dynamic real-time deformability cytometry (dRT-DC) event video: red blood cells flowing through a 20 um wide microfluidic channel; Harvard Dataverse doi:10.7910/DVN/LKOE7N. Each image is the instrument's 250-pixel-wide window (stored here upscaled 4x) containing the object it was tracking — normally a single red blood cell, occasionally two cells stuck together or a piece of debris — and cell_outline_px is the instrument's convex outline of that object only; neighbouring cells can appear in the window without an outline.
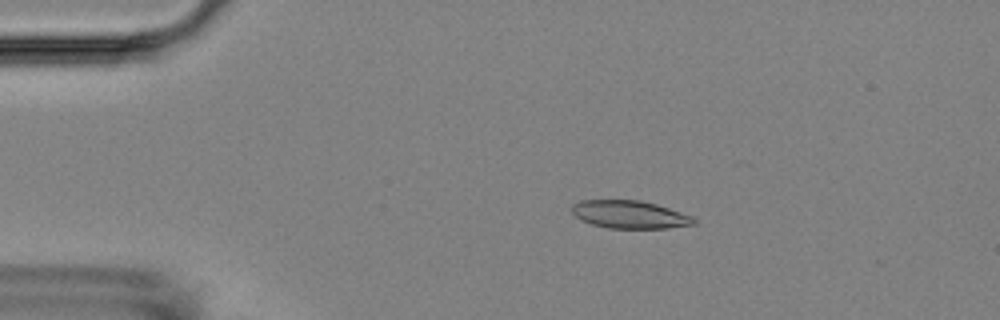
{"species": "Egyptian fruit bat (a non-hibernating species)", "species_latin": "Rousettus aegyptiacus", "temperature_condition": "room temperature", "stored_images_in_passage": 8, "camera_frame_rate_fps": 3000, "um_per_image_px": 0.085, "animal": {"sex": "female"}, "frame": {"image": 1, "passage_image": 3, "time_ms": 2.333, "image_size_px": [1000, 320], "cell_outline_px": [[696, 224], [668, 228], [608, 228], [592, 224], [580, 220], [572, 212], [572, 204], [580, 200], [640, 200], [656, 204], [692, 216], [696, 220]], "centroid_in_image_um": [53.51, 18.23], "position_along_channel_um": 31.5, "area_um2": 19.77}}
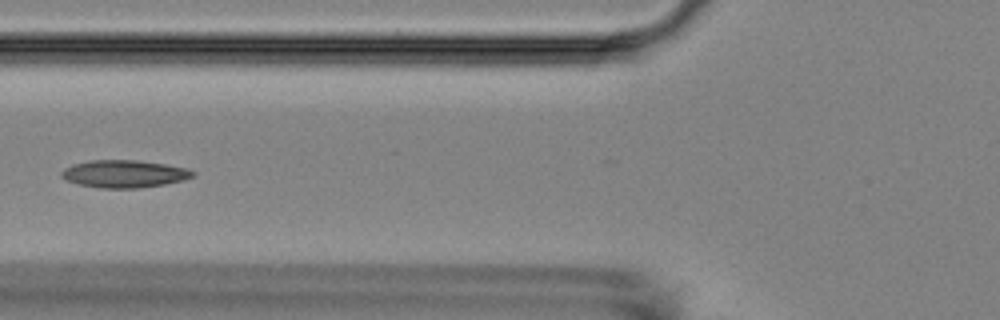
{"frame": {"image": 2, "passage_image": 6, "time_ms": 6.0, "image_size_px": [1000, 320], "cell_outline_px": [[196, 176], [184, 180], [164, 184], [140, 188], [100, 188], [76, 184], [60, 176], [60, 172], [64, 168], [72, 164], [88, 160], [136, 160], [164, 164], [188, 168], [196, 172]], "centroid_in_image_um": [10.56, 14.77], "position_along_channel_um": 115.2, "area_um2": 21.27}}
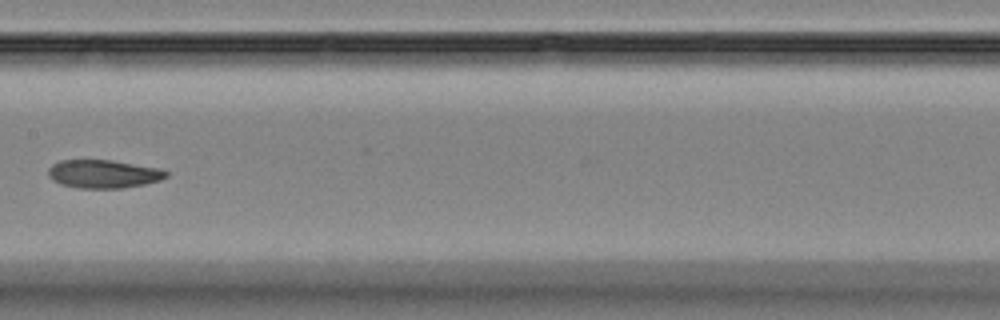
{"frame": {"image": 3, "passage_image": 8, "time_ms": 8.333, "image_size_px": [1000, 320], "cell_outline_px": [[168, 176], [160, 180], [144, 184], [120, 188], [76, 188], [60, 184], [52, 180], [48, 176], [48, 168], [52, 164], [60, 160], [112, 160], [160, 168], [168, 172]], "centroid_in_image_um": [8.77, 14.78], "position_along_channel_um": 198.6, "area_um2": 19.54}}